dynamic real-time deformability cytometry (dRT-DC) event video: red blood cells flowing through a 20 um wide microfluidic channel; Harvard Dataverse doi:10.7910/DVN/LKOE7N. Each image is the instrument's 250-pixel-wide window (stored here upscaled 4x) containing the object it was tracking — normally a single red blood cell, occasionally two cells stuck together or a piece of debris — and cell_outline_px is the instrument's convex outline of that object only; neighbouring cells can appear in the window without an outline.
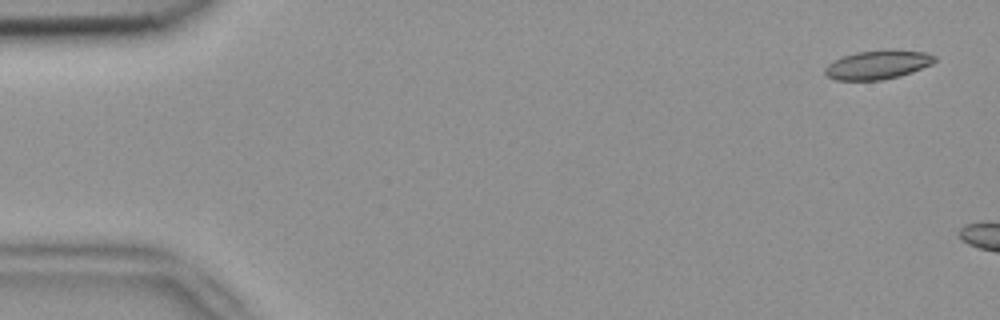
{"species": "common noctule bat (a hibernating species)", "species_latin": "Nyctalus noctula", "temperature_condition": "room temperature", "stored_images_in_passage": 2, "camera_frame_rate_fps": 3000, "um_per_image_px": 0.085, "animal": {"sex": "female", "body_mass_g": 18.4}, "frame": {"image": 1, "passage_image": 1, "time_ms": 0.0, "image_size_px": [1000, 320], "cell_outline_px": [[936, 60], [932, 64], [912, 72], [900, 76], [880, 80], [836, 80], [828, 76], [824, 72], [824, 68], [828, 64], [844, 56], [856, 52], [924, 52], [936, 56]], "centroid_in_image_um": [74.58, 5.55], "position_along_channel_um": 10.4, "area_um2": 17.63}}